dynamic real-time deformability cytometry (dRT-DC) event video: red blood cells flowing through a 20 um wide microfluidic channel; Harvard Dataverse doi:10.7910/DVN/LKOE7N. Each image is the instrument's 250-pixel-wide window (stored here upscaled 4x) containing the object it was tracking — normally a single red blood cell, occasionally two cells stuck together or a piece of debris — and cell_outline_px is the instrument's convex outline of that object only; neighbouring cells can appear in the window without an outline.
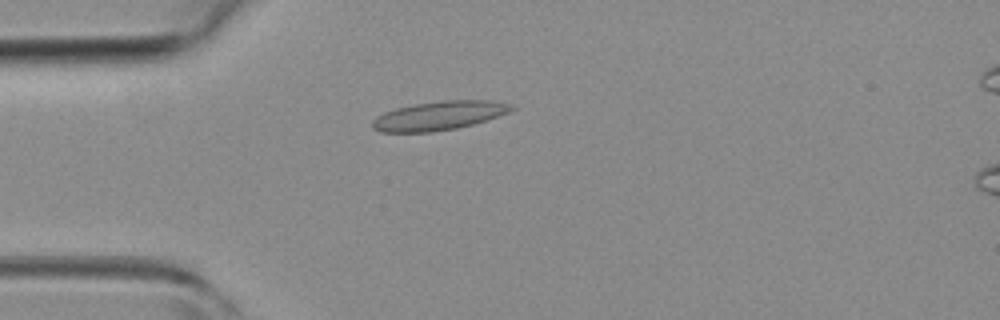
{"species": "common noctule bat (a hibernating species)", "species_latin": "Nyctalus noctula", "temperature_condition": "room temperature", "stored_images_in_passage": 38, "camera_frame_rate_fps": 3000, "um_per_image_px": 0.085, "animal": {"sex": "female", "body_mass_g": 19.3, "forearm_length_mm": 54.1}, "frame": {"image": 1, "passage_image": 5, "time_ms": 1.333, "image_size_px": [1000, 320], "cell_outline_px": [[516, 108], [508, 112], [472, 124], [456, 128], [432, 132], [380, 132], [372, 128], [372, 120], [376, 116], [384, 112], [396, 108], [416, 104], [440, 100], [496, 100], [512, 104]], "centroid_in_image_um": [37.3, 9.82], "position_along_channel_um": 47.7, "area_um2": 23.41}}
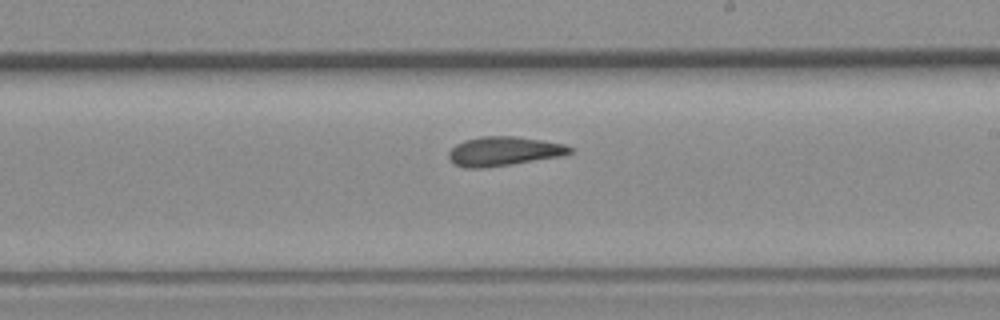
{"frame": {"image": 2, "passage_image": 19, "time_ms": 6.0, "image_size_px": [1000, 320], "cell_outline_px": [[572, 152], [560, 156], [508, 164], [480, 168], [464, 168], [456, 164], [448, 156], [448, 152], [456, 144], [464, 140], [480, 136], [516, 136], [564, 144], [572, 148]], "centroid_in_image_um": [42.78, 12.84], "position_along_channel_um": 246.2, "area_um2": 20.23}}
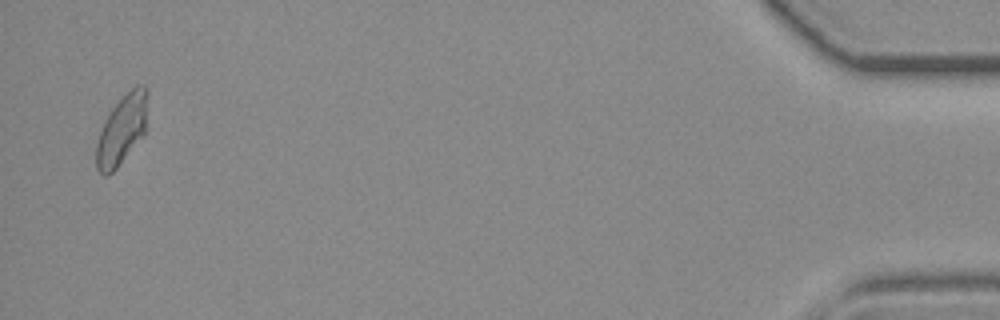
{"frame": {"image": 3, "passage_image": 37, "time_ms": 12.0, "image_size_px": [1000, 320], "cell_outline_px": [[148, 92], [144, 136], [116, 168], [108, 176], [104, 176], [96, 168], [96, 144], [104, 120], [120, 96], [136, 84], [144, 84], [148, 88]], "centroid_in_image_um": [10.37, 10.98], "position_along_channel_um": 424.8, "area_um2": 21.15}}